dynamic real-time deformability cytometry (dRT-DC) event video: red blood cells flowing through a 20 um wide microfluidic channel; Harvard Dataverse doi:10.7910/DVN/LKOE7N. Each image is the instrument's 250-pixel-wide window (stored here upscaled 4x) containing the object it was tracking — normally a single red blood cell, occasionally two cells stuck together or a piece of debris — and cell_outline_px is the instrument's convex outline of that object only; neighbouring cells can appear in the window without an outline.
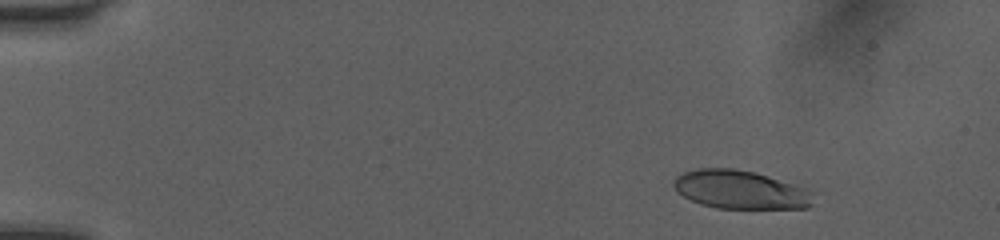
{"species": "human", "species_latin": "Homo sapiens", "temperature_condition": "room temperature", "stored_images_in_passage": 51, "camera_frame_rate_fps": 3000, "um_per_image_px": 0.085, "donor": {"sex": "female"}, "frame": {"image": 1, "passage_image": 7, "time_ms": 2.0, "image_size_px": [1000, 240], "cell_outline_px": [[812, 204], [808, 208], [716, 208], [700, 204], [676, 192], [672, 184], [676, 176], [684, 172], [696, 168], [732, 168], [752, 172], [768, 176], [804, 188], [812, 192]], "centroid_in_image_um": [62.87, 16.12], "position_along_channel_um": 22.1, "area_um2": 31.1}}
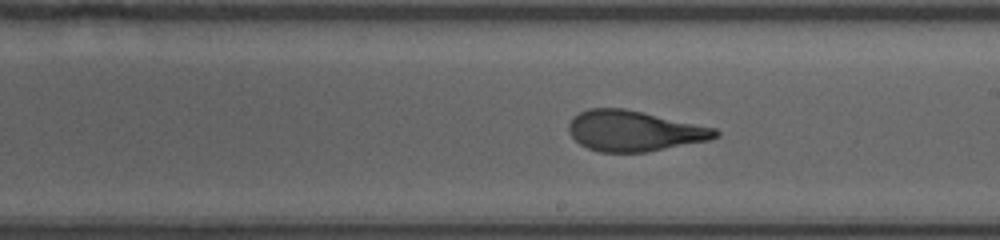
{"frame": {"image": 2, "passage_image": 31, "time_ms": 10.0, "image_size_px": [1000, 240], "cell_outline_px": [[720, 136], [712, 140], [648, 152], [600, 152], [588, 148], [580, 144], [568, 132], [568, 124], [572, 116], [588, 108], [624, 108], [716, 128], [720, 132]], "centroid_in_image_um": [53.92, 11.13], "position_along_channel_um": 235.1, "area_um2": 34.91}}
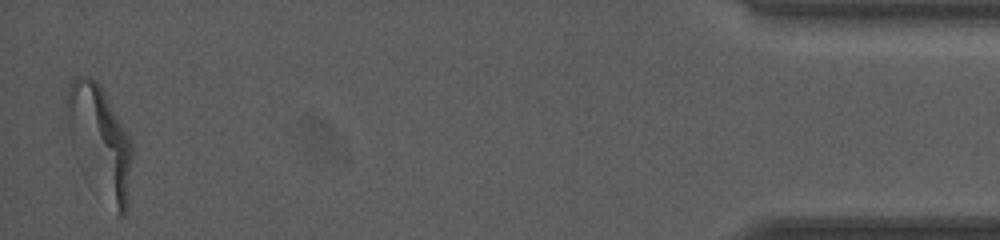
{"frame": {"image": 3, "passage_image": 51, "time_ms": 16.667, "image_size_px": [1000, 240], "cell_outline_px": [[132, 152], [128, 204], [124, 216], [116, 216], [72, 148], [64, 104], [64, 100], [68, 88], [72, 80], [76, 76], [88, 76], [96, 80], [100, 84], [132, 140]], "centroid_in_image_um": [8.49, 11.95], "position_along_channel_um": 426.7, "area_um2": 42.08}, "authors_computed_cell_mechanics": {"area_um2": 34.9112, "velocity_mm_per_s": 4.0461, "shape_relaxation_time_tau1_ms": 6.8684, "shape_relaxation_time_tau2_ms": 0.9669, "deformation_change_tau1": 0.2622, "deformation_change_tau2": 0.0928}}